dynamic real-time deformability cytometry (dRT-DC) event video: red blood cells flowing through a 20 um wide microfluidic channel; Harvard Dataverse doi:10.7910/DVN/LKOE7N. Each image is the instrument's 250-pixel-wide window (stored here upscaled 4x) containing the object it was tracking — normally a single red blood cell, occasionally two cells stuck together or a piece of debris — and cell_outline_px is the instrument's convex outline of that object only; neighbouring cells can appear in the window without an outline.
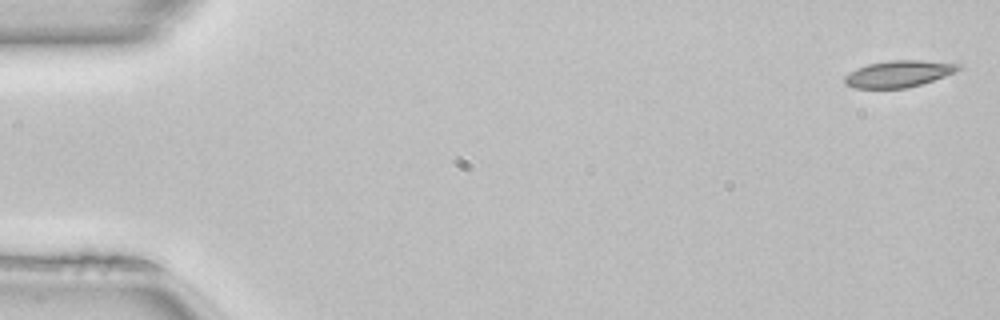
{"species": "common noctule bat (a hibernating species)", "species_latin": "Nyctalus noctula", "temperature_condition": "room temperature", "stored_images_in_passage": 50, "camera_frame_rate_fps": 3000, "um_per_image_px": 0.085, "animal": {"sex": "female", "body_mass_g": 22.7, "forearm_length_mm": 54.2}, "frame": {"image": 1, "passage_image": 1, "time_ms": 0.0, "image_size_px": [1000, 320], "cell_outline_px": [[960, 68], [956, 72], [908, 88], [856, 88], [844, 84], [844, 76], [856, 68], [868, 64], [888, 60], [920, 60], [960, 64]], "centroid_in_image_um": [76.34, 6.27], "position_along_channel_um": 8.7, "area_um2": 17.57}}
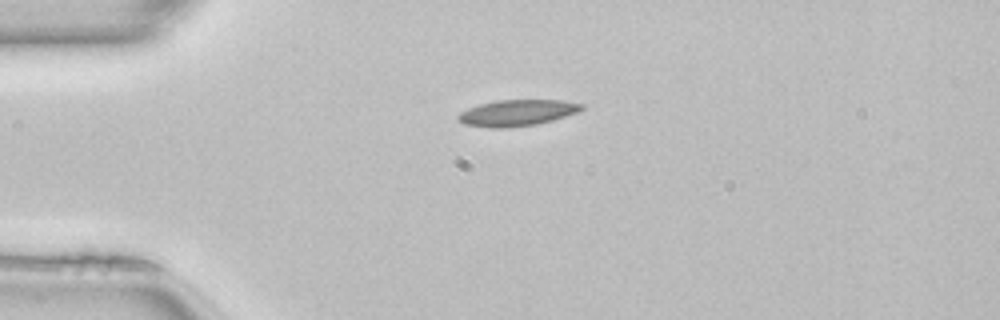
{"frame": {"image": 2, "passage_image": 12, "time_ms": 3.667, "image_size_px": [1000, 320], "cell_outline_px": [[584, 108], [576, 112], [552, 120], [536, 124], [500, 128], [492, 128], [464, 124], [456, 116], [460, 112], [468, 108], [480, 104], [496, 100], [564, 100], [584, 104]], "centroid_in_image_um": [43.95, 9.58], "position_along_channel_um": 41.1, "area_um2": 18.67}}